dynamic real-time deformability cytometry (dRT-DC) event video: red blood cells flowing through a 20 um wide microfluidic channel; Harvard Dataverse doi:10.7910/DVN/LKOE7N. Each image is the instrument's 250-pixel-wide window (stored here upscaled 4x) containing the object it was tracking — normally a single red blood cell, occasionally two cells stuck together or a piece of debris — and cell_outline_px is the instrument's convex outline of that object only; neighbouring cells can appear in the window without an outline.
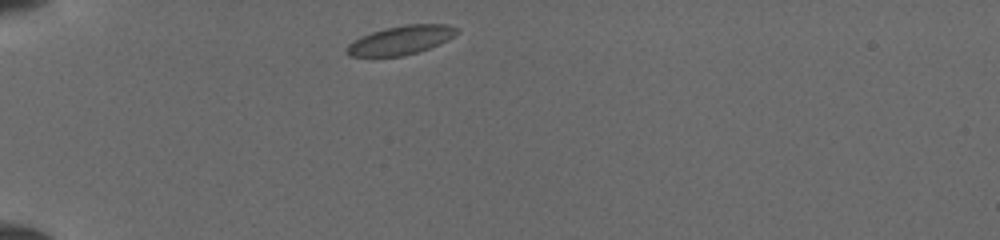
{"species": "common noctule bat (a hibernating species)", "species_latin": "Nyctalus noctula", "temperature_condition": "cold", "stored_images_in_passage": 29, "camera_frame_rate_fps": 3000, "um_per_image_px": 0.085, "animal": {"sex": "female", "body_mass_g": 19.5, "forearm_length_mm": 54.1}, "frame": {"image": 1, "passage_image": 1, "time_ms": 0.0, "image_size_px": [1000, 240], "cell_outline_px": [[456, 32], [452, 36], [428, 48], [416, 52], [400, 56], [352, 56], [348, 52], [348, 44], [372, 32], [388, 28], [408, 24], [444, 24], [456, 28]], "centroid_in_image_um": [34.05, 3.41], "position_along_channel_um": 50.9, "area_um2": 17.51}}
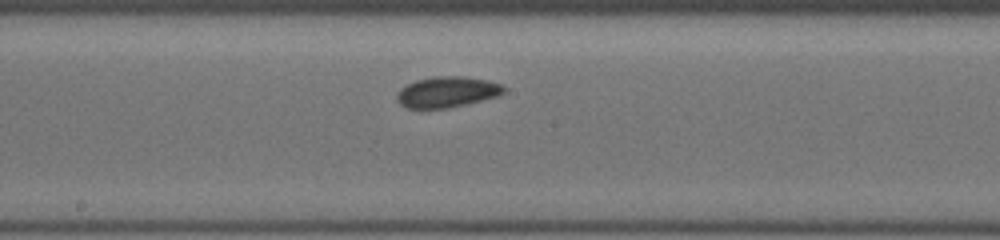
{"frame": {"image": 2, "passage_image": 17, "time_ms": 4.667, "image_size_px": [1000, 240], "cell_outline_px": [[504, 92], [496, 96], [448, 108], [408, 108], [400, 104], [396, 100], [396, 96], [400, 88], [416, 80], [432, 76], [464, 76], [488, 80], [500, 84], [504, 88]], "centroid_in_image_um": [37.95, 7.8], "position_along_channel_um": 210.2, "area_um2": 19.02}}
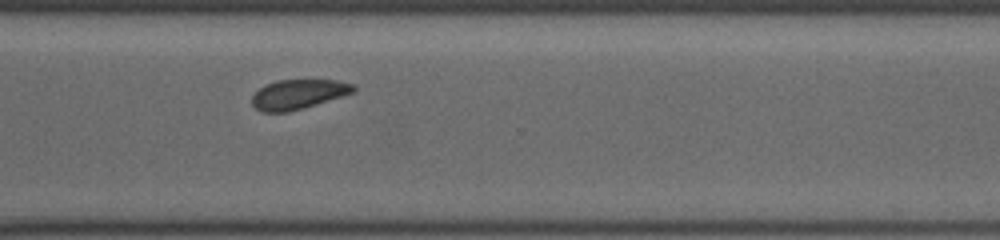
{"frame": {"image": 3, "passage_image": 28, "time_ms": 8.0, "image_size_px": [1000, 240], "cell_outline_px": [[356, 88], [352, 92], [340, 96], [288, 112], [260, 112], [252, 104], [252, 96], [260, 88], [276, 80], [336, 80], [352, 84]], "centroid_in_image_um": [25.29, 8.01], "position_along_channel_um": 345.3, "area_um2": 17.05}}